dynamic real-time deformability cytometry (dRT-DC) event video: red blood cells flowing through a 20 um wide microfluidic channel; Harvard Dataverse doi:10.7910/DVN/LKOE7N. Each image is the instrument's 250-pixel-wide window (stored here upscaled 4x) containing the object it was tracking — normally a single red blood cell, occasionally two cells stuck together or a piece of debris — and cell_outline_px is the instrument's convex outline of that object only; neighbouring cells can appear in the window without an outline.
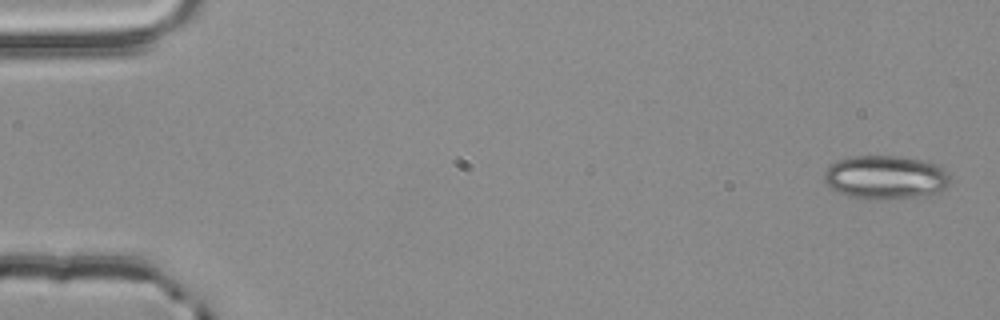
{"species": "common noctule bat (a hibernating species)", "species_latin": "Nyctalus noctula", "temperature_condition": "room temperature", "stored_images_in_passage": 4, "camera_frame_rate_fps": 3000, "um_per_image_px": 0.085, "animal": {"sex": "male", "body_mass_g": 20.4}, "frame": {"image": 1, "passage_image": 1, "time_ms": 0.0, "image_size_px": [1000, 320], "cell_outline_px": [[952, 180], [940, 192], [928, 196], [872, 200], [868, 200], [848, 196], [828, 188], [824, 184], [824, 172], [836, 160], [852, 156], [900, 156], [924, 160], [936, 164], [944, 168]], "centroid_in_image_um": [75.27, 15.08], "position_along_channel_um": 9.7, "area_um2": 32.71}}